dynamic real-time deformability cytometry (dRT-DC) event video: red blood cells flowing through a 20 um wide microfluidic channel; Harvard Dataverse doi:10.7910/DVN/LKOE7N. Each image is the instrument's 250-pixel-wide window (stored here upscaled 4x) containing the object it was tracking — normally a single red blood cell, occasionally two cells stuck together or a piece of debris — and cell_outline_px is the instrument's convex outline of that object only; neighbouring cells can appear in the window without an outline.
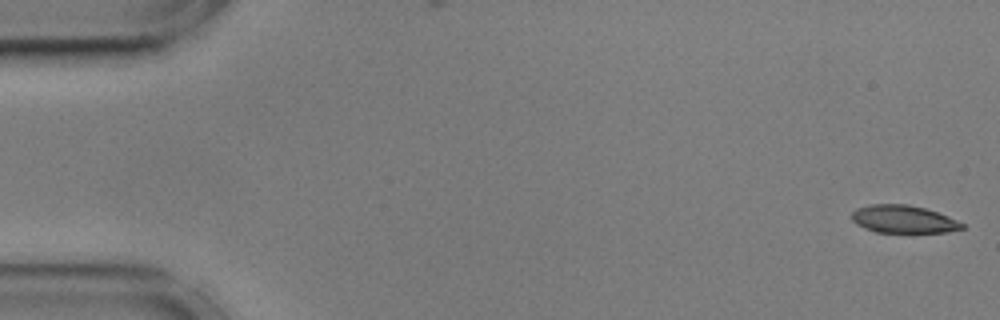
{"species": "common noctule bat (a hibernating species)", "species_latin": "Nyctalus noctula", "temperature_condition": "cold", "stored_images_in_passage": 55, "camera_frame_rate_fps": 3000, "um_per_image_px": 0.085, "animal": {"sex": "male", "body_mass_g": 17.9, "forearm_length_mm": 54.2}, "frame": {"image": 1, "passage_image": 1, "time_ms": 0.0, "image_size_px": [1000, 320], "cell_outline_px": [[964, 228], [948, 232], [912, 236], [908, 236], [876, 232], [864, 228], [856, 224], [852, 220], [852, 212], [856, 208], [868, 204], [908, 204], [924, 208], [948, 216], [964, 224]], "centroid_in_image_um": [76.8, 18.69], "position_along_channel_um": 8.2, "area_um2": 18.9}}
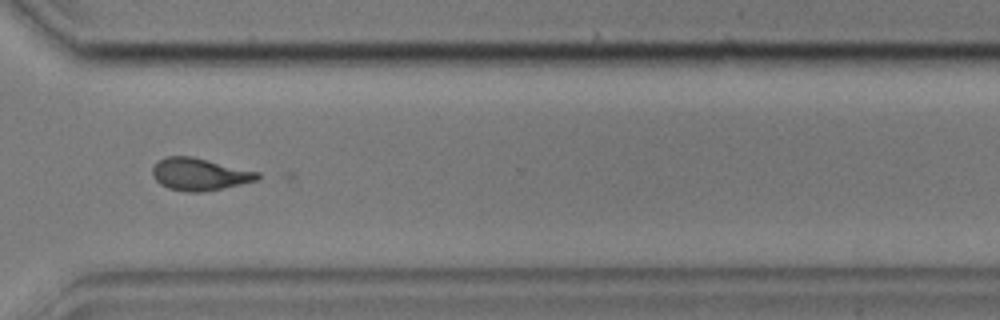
{"frame": {"image": 2, "passage_image": 41, "time_ms": 13.333, "image_size_px": [1000, 320], "cell_outline_px": [[260, 176], [256, 180], [240, 184], [204, 192], [188, 192], [168, 188], [160, 184], [152, 176], [152, 168], [164, 156], [192, 156], [260, 172]], "centroid_in_image_um": [16.94, 14.81], "position_along_channel_um": 353.7, "area_um2": 19.71}}
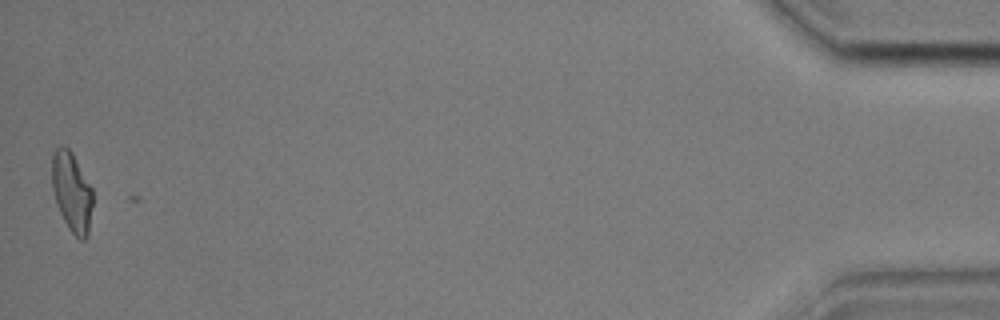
{"frame": {"image": 3, "passage_image": 55, "time_ms": 18.0, "image_size_px": [1000, 320], "cell_outline_px": [[92, 204], [88, 236], [84, 240], [80, 240], [68, 228], [56, 204], [52, 188], [52, 152], [60, 144], [64, 144], [72, 152], [92, 188]], "centroid_in_image_um": [6.09, 16.29], "position_along_channel_um": 429.1, "area_um2": 19.02}, "authors_computed_cell_mechanics": {"area_um2": 19.5942, "velocity_mm_per_s": 3.581, "shape_relaxation_time_tau1_ms": null, "shape_relaxation_time_tau2_ms": 2.1412, "deformation_change_tau1": null, "deformation_change_tau2": 0.0845}}